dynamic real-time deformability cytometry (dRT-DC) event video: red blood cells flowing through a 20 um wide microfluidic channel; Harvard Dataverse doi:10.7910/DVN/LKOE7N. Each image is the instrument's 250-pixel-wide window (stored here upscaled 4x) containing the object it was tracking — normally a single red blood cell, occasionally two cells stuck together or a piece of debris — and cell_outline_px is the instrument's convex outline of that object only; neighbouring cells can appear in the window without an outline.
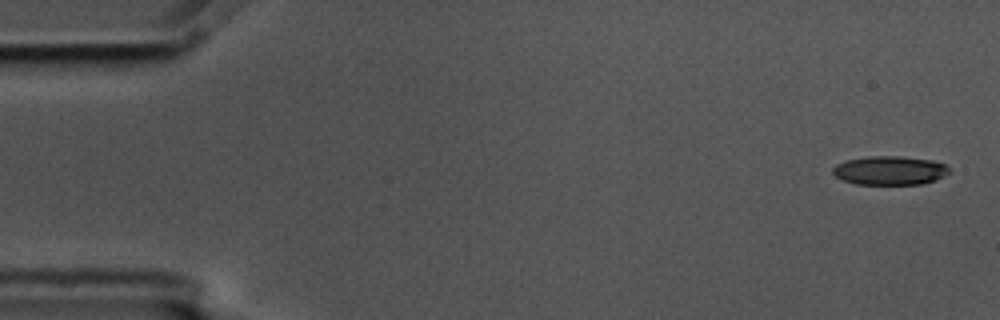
{"species": "common noctule bat (a hibernating species)", "species_latin": "Nyctalus noctula", "temperature_condition": "cold", "stored_images_in_passage": 4, "camera_frame_rate_fps": 3000, "um_per_image_px": 0.085, "animal": {"sex": "male", "body_mass_g": 17.5, "forearm_length_mm": 52.3}, "frame": {"image": 1, "passage_image": 1, "time_ms": 0.0, "image_size_px": [1000, 320], "cell_outline_px": [[952, 172], [936, 180], [924, 184], [856, 184], [844, 180], [836, 176], [832, 172], [832, 168], [836, 164], [844, 160], [868, 156], [900, 156], [932, 160], [944, 164]], "centroid_in_image_um": [75.64, 14.48], "position_along_channel_um": 9.4, "area_um2": 19.71}}
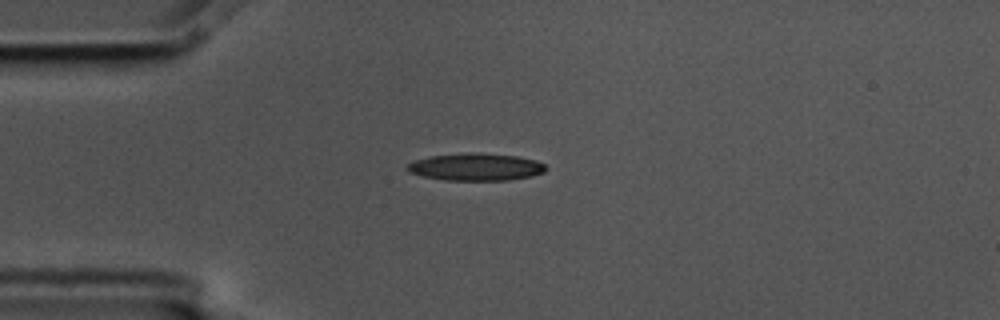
{"frame": {"image": 2, "passage_image": 4, "time_ms": 1.0, "image_size_px": [1000, 320], "cell_outline_px": [[548, 168], [544, 172], [532, 176], [508, 180], [444, 180], [424, 176], [408, 172], [404, 168], [408, 164], [416, 160], [432, 156], [468, 152], [516, 156], [536, 160], [544, 164]], "centroid_in_image_um": [40.45, 14.19], "position_along_channel_um": 44.5, "area_um2": 21.96}}